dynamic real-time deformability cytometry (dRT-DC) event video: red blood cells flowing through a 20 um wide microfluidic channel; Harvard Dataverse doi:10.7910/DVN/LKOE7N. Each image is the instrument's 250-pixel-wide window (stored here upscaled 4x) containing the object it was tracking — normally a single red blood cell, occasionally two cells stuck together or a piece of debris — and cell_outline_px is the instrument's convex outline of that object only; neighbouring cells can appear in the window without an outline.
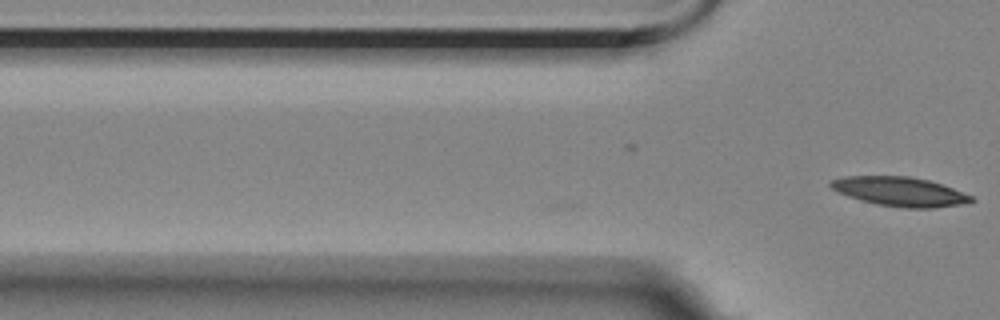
{"species": "Egyptian fruit bat (a non-hibernating species)", "species_latin": "Rousettus aegyptiacus", "temperature_condition": "room temperature", "stored_images_in_passage": 2, "camera_frame_rate_fps": 3000, "um_per_image_px": 0.085, "animal": {"sex": "female"}, "frame": {"image": 1, "passage_image": 2, "time_ms": 0.333, "image_size_px": [1000, 320], "cell_outline_px": [[976, 200], [968, 204], [932, 208], [904, 208], [876, 204], [848, 196], [836, 192], [828, 184], [832, 180], [844, 176], [908, 176], [928, 180], [952, 188], [972, 196]], "centroid_in_image_um": [76.51, 16.29], "position_along_channel_um": 49.3, "area_um2": 23.99}}